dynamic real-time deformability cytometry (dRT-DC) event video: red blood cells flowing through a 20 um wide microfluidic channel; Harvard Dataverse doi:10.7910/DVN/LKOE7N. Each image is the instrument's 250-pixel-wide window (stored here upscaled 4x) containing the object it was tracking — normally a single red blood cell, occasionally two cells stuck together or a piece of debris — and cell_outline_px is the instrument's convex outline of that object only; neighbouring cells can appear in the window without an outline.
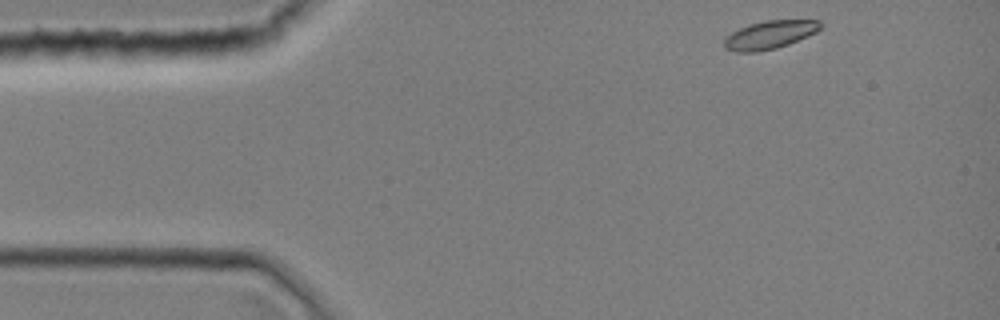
{"species": "common noctule bat (a hibernating species)", "species_latin": "Nyctalus noctula", "temperature_condition": "room temperature", "stored_images_in_passage": 4, "camera_frame_rate_fps": 3000, "um_per_image_px": 0.085, "animal": {"sex": "female", "body_mass_g": 19.0, "forearm_length_mm": 51.5}, "frame": {"image": 1, "passage_image": 1, "time_ms": 0.0, "image_size_px": [1000, 320], "cell_outline_px": [[824, 24], [816, 32], [788, 44], [776, 48], [756, 52], [736, 52], [724, 48], [724, 36], [748, 24], [768, 20], [820, 20]], "centroid_in_image_um": [65.41, 2.95], "position_along_channel_um": 19.6, "area_um2": 15.84}}